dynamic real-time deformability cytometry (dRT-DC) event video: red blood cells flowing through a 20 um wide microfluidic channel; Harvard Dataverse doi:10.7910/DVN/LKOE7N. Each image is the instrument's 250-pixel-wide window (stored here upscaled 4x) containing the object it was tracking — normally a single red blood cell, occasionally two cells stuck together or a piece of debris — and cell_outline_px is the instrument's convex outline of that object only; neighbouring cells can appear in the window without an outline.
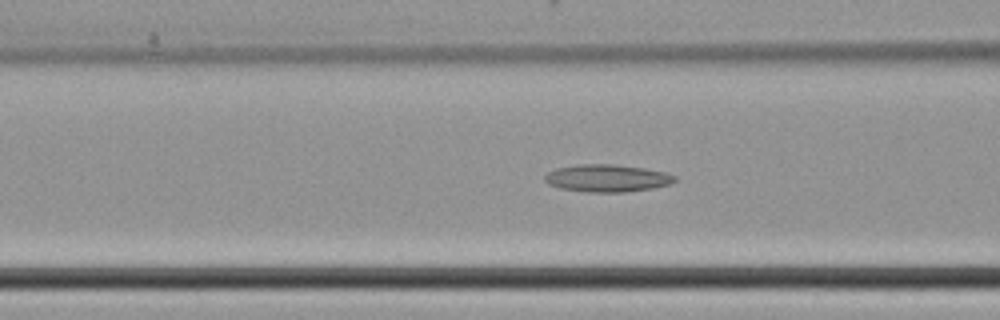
{"species": "common noctule bat (a hibernating species)", "species_latin": "Nyctalus noctula", "temperature_condition": "cold", "stored_images_in_passage": 41, "camera_frame_rate_fps": 3000, "um_per_image_px": 0.085, "animal": {"sex": "female", "body_mass_g": 22.7, "forearm_length_mm": 54.2}, "frame": {"image": 1, "passage_image": 19, "time_ms": 6.0, "image_size_px": [1000, 320], "cell_outline_px": [[676, 180], [672, 184], [652, 188], [624, 192], [588, 192], [560, 188], [548, 184], [544, 180], [544, 176], [548, 172], [556, 168], [576, 164], [616, 164], [644, 168], [664, 172], [676, 176]], "centroid_in_image_um": [51.6, 15.14], "position_along_channel_um": 115.0, "area_um2": 20.87}}
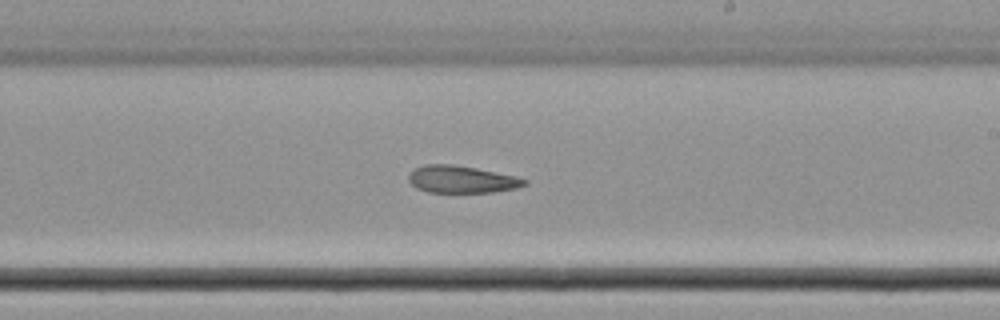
{"frame": {"image": 2, "passage_image": 29, "time_ms": 9.333, "image_size_px": [1000, 320], "cell_outline_px": [[528, 184], [516, 188], [492, 192], [428, 192], [416, 188], [408, 180], [408, 176], [416, 168], [424, 164], [452, 164], [476, 168], [516, 176], [528, 180]], "centroid_in_image_um": [39.25, 15.24], "position_along_channel_um": 249.7, "area_um2": 18.32}}
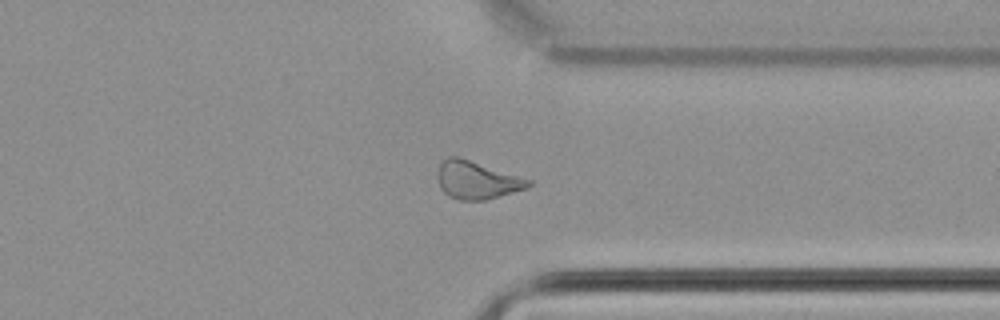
{"frame": {"image": 3, "passage_image": 38, "time_ms": 12.333, "image_size_px": [1000, 320], "cell_outline_px": [[532, 184], [528, 188], [484, 200], [456, 200], [448, 196], [440, 188], [440, 164], [448, 156], [456, 156], [532, 180]], "centroid_in_image_um": [40.56, 15.33], "position_along_channel_um": 370.8, "area_um2": 19.54}}